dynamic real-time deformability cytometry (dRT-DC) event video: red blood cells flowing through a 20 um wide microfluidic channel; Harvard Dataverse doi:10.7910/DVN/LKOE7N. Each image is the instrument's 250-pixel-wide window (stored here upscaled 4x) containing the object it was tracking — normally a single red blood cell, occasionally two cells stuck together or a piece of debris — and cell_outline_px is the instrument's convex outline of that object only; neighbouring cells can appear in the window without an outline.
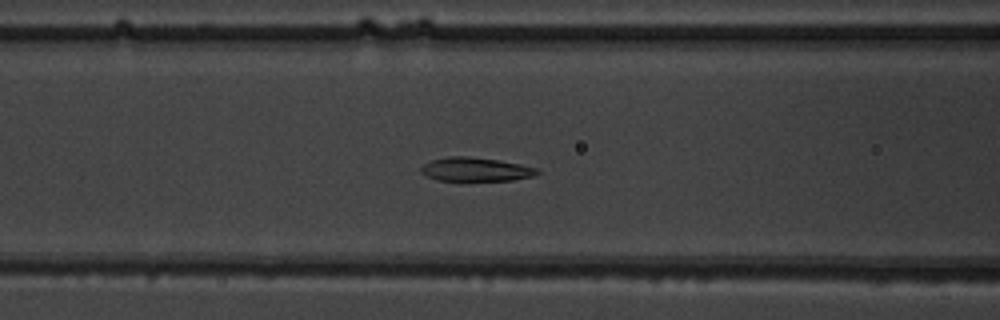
{"species": "common noctule bat (a hibernating species)", "species_latin": "Nyctalus noctula", "temperature_condition": "warm", "stored_images_in_passage": 43, "camera_frame_rate_fps": 3000, "um_per_image_px": 0.085, "animal": {"sex": "male", "body_mass_g": 19.5, "forearm_length_mm": 54.6}, "frame": {"image": 1, "passage_image": 12, "time_ms": 3.667, "image_size_px": [1000, 320], "cell_outline_px": [[540, 172], [532, 176], [512, 180], [436, 180], [420, 172], [420, 168], [424, 164], [432, 160], [448, 156], [468, 156], [496, 160], [520, 164], [536, 168]], "centroid_in_image_um": [40.4, 14.39], "position_along_channel_um": 126.2, "area_um2": 15.84}}
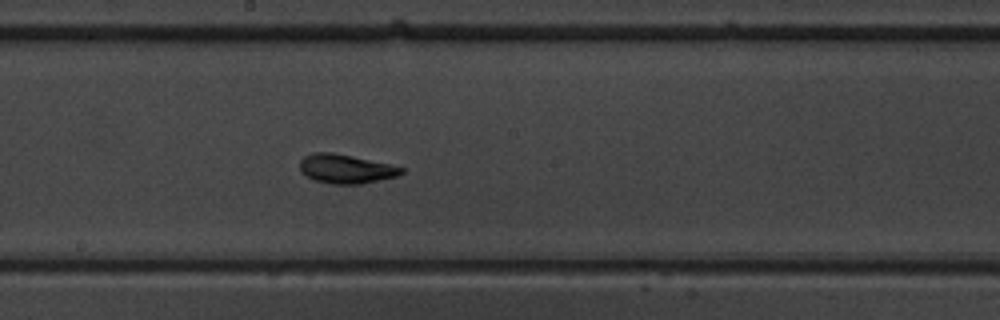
{"frame": {"image": 2, "passage_image": 19, "time_ms": 6.0, "image_size_px": [1000, 320], "cell_outline_px": [[404, 172], [396, 176], [360, 184], [332, 184], [316, 180], [300, 172], [300, 160], [304, 156], [312, 152], [332, 152], [352, 156], [388, 164], [404, 168]], "centroid_in_image_um": [29.36, 14.34], "position_along_channel_um": 218.8, "area_um2": 16.99}}
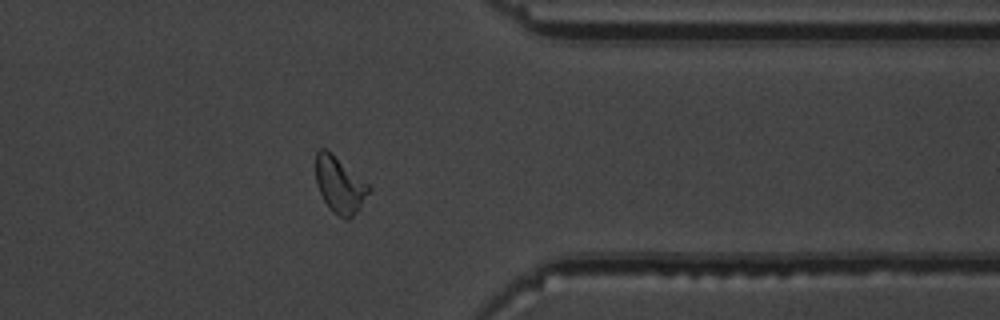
{"frame": {"image": 3, "passage_image": 32, "time_ms": 10.333, "image_size_px": [1000, 320], "cell_outline_px": [[372, 188], [360, 208], [348, 220], [344, 220], [332, 212], [324, 200], [316, 184], [316, 152], [320, 148], [328, 148], [368, 184]], "centroid_in_image_um": [28.87, 15.7], "position_along_channel_um": 382.5, "area_um2": 17.57}, "authors_computed_cell_mechanics": {"area_um2": 17.1088, "velocity_mm_per_s": 3.9813, "shape_relaxation_time_tau1_ms": 2.8174, "shape_relaxation_time_tau2_ms": 1.9609, "deformation_change_tau1": 0.1621, "deformation_change_tau2": 0.0755}}